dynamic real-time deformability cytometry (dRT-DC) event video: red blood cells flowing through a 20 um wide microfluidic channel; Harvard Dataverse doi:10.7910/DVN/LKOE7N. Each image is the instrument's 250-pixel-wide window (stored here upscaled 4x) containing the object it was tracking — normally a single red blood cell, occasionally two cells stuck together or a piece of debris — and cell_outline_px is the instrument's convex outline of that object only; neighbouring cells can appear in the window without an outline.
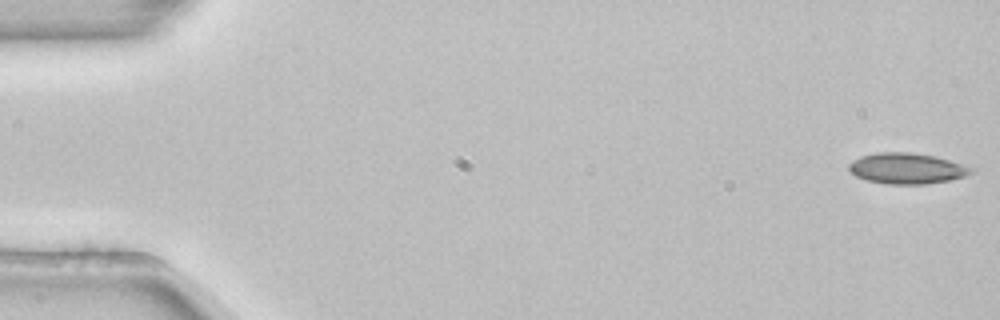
{"species": "common noctule bat (a hibernating species)", "species_latin": "Nyctalus noctula", "temperature_condition": "room temperature", "stored_images_in_passage": 53, "camera_frame_rate_fps": 3000, "um_per_image_px": 0.085, "animal": {"sex": "female", "body_mass_g": 22.7, "forearm_length_mm": 54.2}, "frame": {"image": 1, "passage_image": 1, "time_ms": 0.0, "image_size_px": [1000, 320], "cell_outline_px": [[972, 172], [964, 176], [948, 180], [924, 184], [888, 184], [868, 180], [856, 176], [848, 168], [848, 164], [852, 160], [860, 156], [880, 152], [908, 152], [932, 156], [948, 160], [972, 168]], "centroid_in_image_um": [77.01, 14.31], "position_along_channel_um": 8.0, "area_um2": 21.5}}
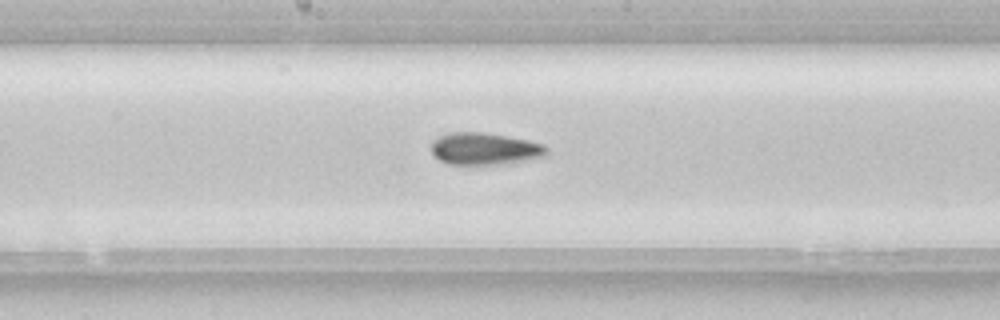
{"frame": {"image": 2, "passage_image": 28, "time_ms": 9.0, "image_size_px": [1000, 320], "cell_outline_px": [[548, 156], [512, 164], [448, 164], [440, 160], [432, 152], [432, 140], [448, 132], [484, 132], [528, 140], [544, 144], [548, 148]], "centroid_in_image_um": [41.27, 12.65], "position_along_channel_um": 206.9, "area_um2": 21.91}}
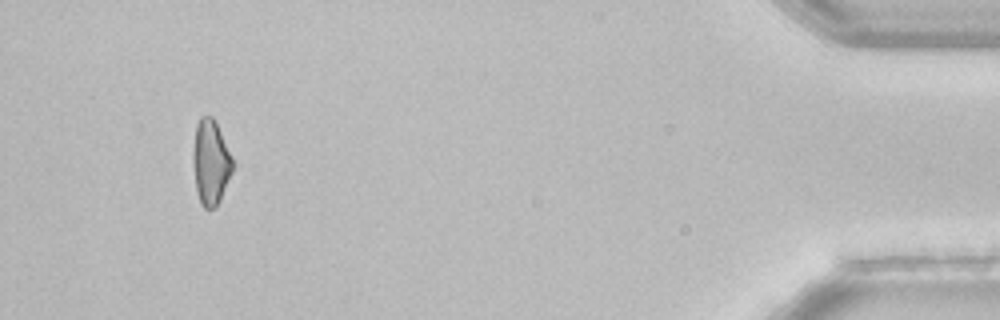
{"frame": {"image": 3, "passage_image": 50, "time_ms": 16.333, "image_size_px": [1000, 320], "cell_outline_px": [[232, 172], [220, 200], [216, 208], [204, 208], [200, 204], [196, 188], [192, 164], [192, 156], [196, 124], [200, 116], [212, 116], [232, 156]], "centroid_in_image_um": [17.88, 13.81], "position_along_channel_um": 417.3, "area_um2": 19.54}, "authors_computed_cell_mechanics": {"area_um2": 20.9814, "velocity_mm_per_s": 3.8843, "shape_relaxation_time_tau1_ms": null, "shape_relaxation_time_tau2_ms": 6.4162, "deformation_change_tau1": null, "deformation_change_tau2": 0.1334}}